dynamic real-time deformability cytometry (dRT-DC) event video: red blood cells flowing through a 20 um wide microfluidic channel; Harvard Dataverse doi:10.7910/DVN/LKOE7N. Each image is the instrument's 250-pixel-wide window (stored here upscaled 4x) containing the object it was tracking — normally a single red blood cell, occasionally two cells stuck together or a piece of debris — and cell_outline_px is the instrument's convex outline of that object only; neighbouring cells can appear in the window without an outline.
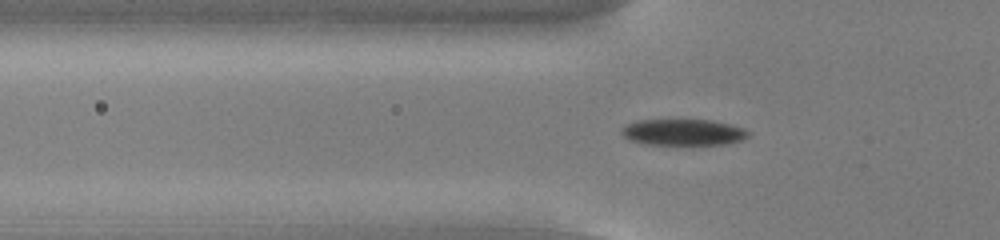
{"species": "common noctule bat (a hibernating species)", "species_latin": "Nyctalus noctula", "temperature_condition": "cold", "stored_images_in_passage": 47, "camera_frame_rate_fps": 3000, "um_per_image_px": 0.085, "animal": {"sex": "male", "body_mass_g": 13.0, "forearm_length_mm": 53.1}, "frame": {"image": 1, "passage_image": 11, "time_ms": 3.333, "image_size_px": [1000, 240], "cell_outline_px": [[752, 132], [748, 136], [740, 140], [728, 144], [692, 148], [644, 144], [628, 140], [620, 132], [620, 128], [636, 120], [712, 120], [732, 124], [744, 128]], "centroid_in_image_um": [58.1, 11.3], "position_along_channel_um": 67.7, "area_um2": 20.75}}
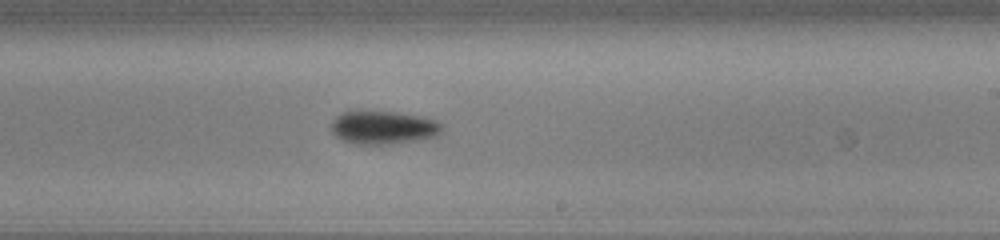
{"frame": {"image": 2, "passage_image": 26, "time_ms": 8.333, "image_size_px": [1000, 240], "cell_outline_px": [[440, 132], [436, 136], [424, 140], [392, 144], [352, 144], [336, 136], [332, 132], [332, 120], [340, 112], [352, 108], [396, 112], [420, 116], [436, 120], [440, 124]], "centroid_in_image_um": [32.52, 10.8], "position_along_channel_um": 256.5, "area_um2": 22.2}}
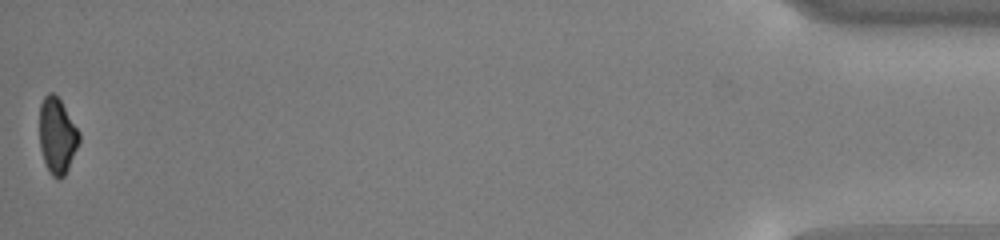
{"frame": {"image": 3, "passage_image": 47, "time_ms": 15.333, "image_size_px": [1000, 240], "cell_outline_px": [[80, 140], [68, 168], [64, 176], [60, 180], [52, 176], [44, 160], [40, 148], [40, 104], [44, 96], [48, 92], [52, 92], [60, 100], [80, 132]], "centroid_in_image_um": [4.86, 11.53], "position_along_channel_um": 430.3, "area_um2": 17.34}, "authors_computed_cell_mechanics": {"area_um2": 19.8832, "velocity_mm_per_s": 3.8064, "shape_relaxation_time_tau1_ms": 2.2173, "shape_relaxation_time_tau2_ms": null, "deformation_change_tau1": 0.102, "deformation_change_tau2": null}}